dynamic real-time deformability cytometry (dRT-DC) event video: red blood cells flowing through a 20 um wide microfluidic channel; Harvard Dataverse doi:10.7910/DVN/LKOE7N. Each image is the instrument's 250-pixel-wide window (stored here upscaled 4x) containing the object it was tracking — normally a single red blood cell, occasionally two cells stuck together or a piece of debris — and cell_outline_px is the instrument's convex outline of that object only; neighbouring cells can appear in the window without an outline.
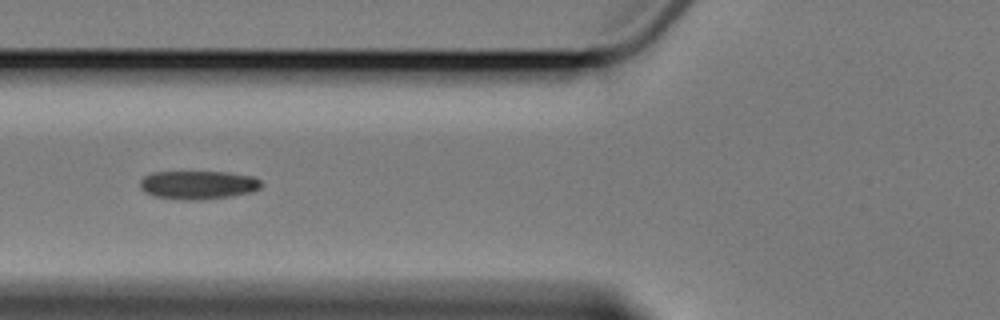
{"species": "Egyptian fruit bat (a non-hibernating species)", "species_latin": "Rousettus aegyptiacus", "temperature_condition": "cold", "stored_images_in_passage": 7, "camera_frame_rate_fps": 3000, "um_per_image_px": 0.085, "animal": {"sex": "female"}, "frame": {"image": 1, "passage_image": 7, "time_ms": 7.333, "image_size_px": [1000, 320], "cell_outline_px": [[264, 184], [260, 188], [252, 192], [232, 196], [200, 200], [184, 200], [156, 196], [144, 192], [140, 188], [140, 180], [144, 176], [152, 172], [228, 172], [252, 176], [260, 180]], "centroid_in_image_um": [16.86, 15.72], "position_along_channel_um": 108.9, "area_um2": 20.29}}